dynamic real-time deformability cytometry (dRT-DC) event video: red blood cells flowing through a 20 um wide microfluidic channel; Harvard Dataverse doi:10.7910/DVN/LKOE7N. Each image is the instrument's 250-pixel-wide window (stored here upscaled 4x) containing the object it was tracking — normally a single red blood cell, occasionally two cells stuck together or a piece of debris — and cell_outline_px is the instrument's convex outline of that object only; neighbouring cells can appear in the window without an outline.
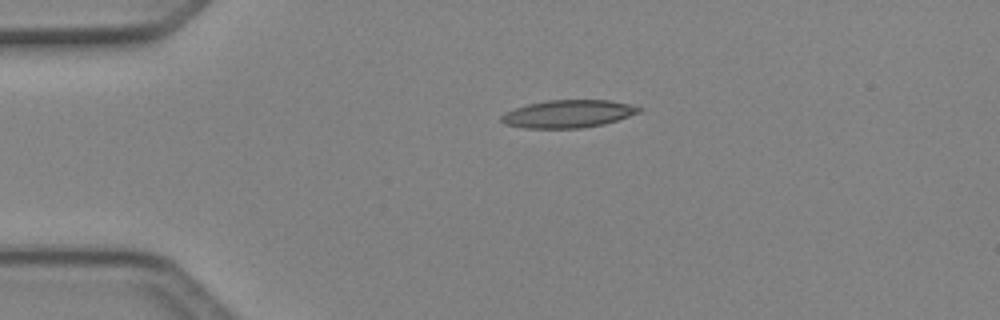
{"species": "Egyptian fruit bat (a non-hibernating species)", "species_latin": "Rousettus aegyptiacus", "temperature_condition": "cold", "stored_images_in_passage": 1, "camera_frame_rate_fps": 3000, "um_per_image_px": 0.085, "animal": {"sex": "female"}, "frame": {"image": 1, "passage_image": 1, "time_ms": 0.0, "image_size_px": [1000, 320], "cell_outline_px": [[644, 108], [640, 112], [604, 124], [580, 128], [524, 128], [504, 124], [500, 120], [500, 116], [504, 112], [528, 104], [548, 100], [608, 100], [632, 104]], "centroid_in_image_um": [48.29, 9.67], "position_along_channel_um": 36.7, "area_um2": 22.25}}